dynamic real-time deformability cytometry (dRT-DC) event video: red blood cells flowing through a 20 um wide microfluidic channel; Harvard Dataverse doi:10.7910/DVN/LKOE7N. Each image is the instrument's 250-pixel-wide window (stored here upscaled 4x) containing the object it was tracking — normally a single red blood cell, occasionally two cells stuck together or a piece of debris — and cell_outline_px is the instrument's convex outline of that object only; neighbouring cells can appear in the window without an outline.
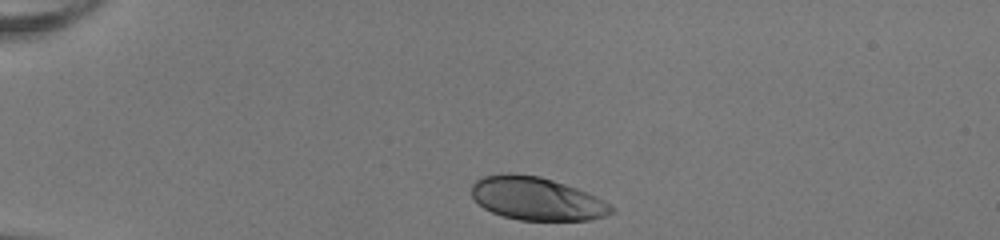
{"species": "human", "species_latin": "Homo sapiens", "temperature_condition": "room temperature", "stored_images_in_passage": 33, "camera_frame_rate_fps": 3000, "um_per_image_px": 0.085, "donor": {"sex": "female"}, "frame": {"image": 1, "passage_image": 1, "time_ms": 0.0, "image_size_px": [1000, 240], "cell_outline_px": [[616, 212], [592, 220], [520, 220], [504, 216], [492, 212], [484, 208], [472, 196], [472, 184], [476, 180], [484, 176], [508, 172], [512, 172], [540, 176], [576, 188], [596, 196], [616, 208]], "centroid_in_image_um": [45.63, 16.88], "position_along_channel_um": 39.4, "area_um2": 35.14}}
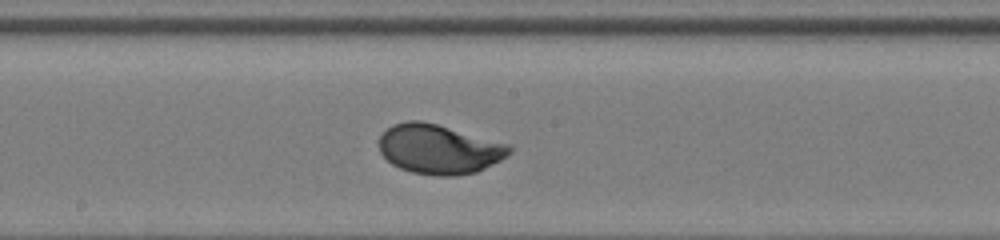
{"frame": {"image": 2, "passage_image": 18, "time_ms": 5.667, "image_size_px": [1000, 240], "cell_outline_px": [[512, 152], [508, 156], [476, 172], [456, 176], [436, 176], [412, 172], [400, 168], [392, 164], [380, 152], [380, 136], [392, 124], [408, 120], [420, 120], [436, 124], [508, 144], [512, 148]], "centroid_in_image_um": [37.31, 12.68], "position_along_channel_um": 210.9, "area_um2": 37.34}}
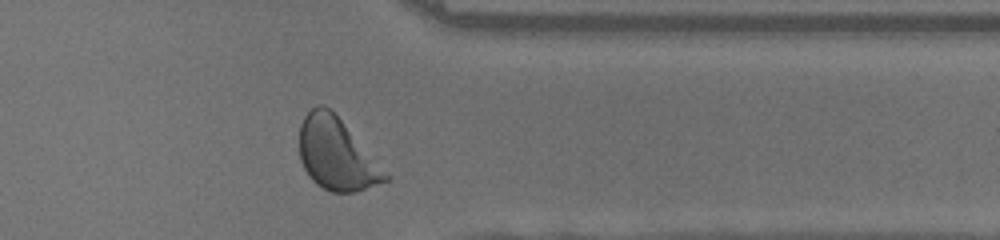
{"frame": {"image": 3, "passage_image": 31, "time_ms": 10.0, "image_size_px": [1000, 240], "cell_outline_px": [[392, 176], [388, 180], [356, 192], [332, 192], [316, 184], [308, 176], [300, 160], [300, 124], [304, 116], [312, 108], [320, 104], [324, 104], [340, 120]], "centroid_in_image_um": [28.61, 13.13], "position_along_channel_um": 382.8, "area_um2": 35.66}, "authors_computed_cell_mechanics": {"area_um2": 36.2984, "velocity_mm_per_s": 4.0163, "shape_relaxation_time_tau1_ms": 1.923, "shape_relaxation_time_tau2_ms": null, "deformation_change_tau1": 0.1443, "deformation_change_tau2": null}}